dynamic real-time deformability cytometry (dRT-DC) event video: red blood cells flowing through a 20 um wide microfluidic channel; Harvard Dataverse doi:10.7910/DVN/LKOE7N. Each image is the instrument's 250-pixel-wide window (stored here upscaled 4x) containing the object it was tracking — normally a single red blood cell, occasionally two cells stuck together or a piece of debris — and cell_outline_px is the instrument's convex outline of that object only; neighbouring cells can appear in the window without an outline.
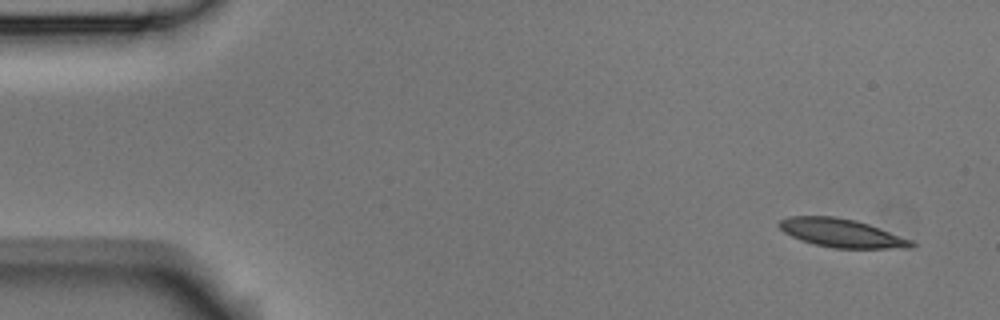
{"species": "Egyptian fruit bat (a non-hibernating species)", "species_latin": "Rousettus aegyptiacus", "temperature_condition": "room temperature", "stored_images_in_passage": 10, "camera_frame_rate_fps": 3000, "um_per_image_px": 0.085, "animal": {"sex": "male"}, "frame": {"image": 1, "passage_image": 1, "time_ms": 0.0, "image_size_px": [1000, 320], "cell_outline_px": [[916, 244], [912, 248], [832, 248], [812, 244], [800, 240], [784, 232], [776, 224], [780, 220], [788, 216], [836, 216], [856, 220], [868, 224], [912, 240]], "centroid_in_image_um": [71.5, 19.81], "position_along_channel_um": 13.5, "area_um2": 22.02}}
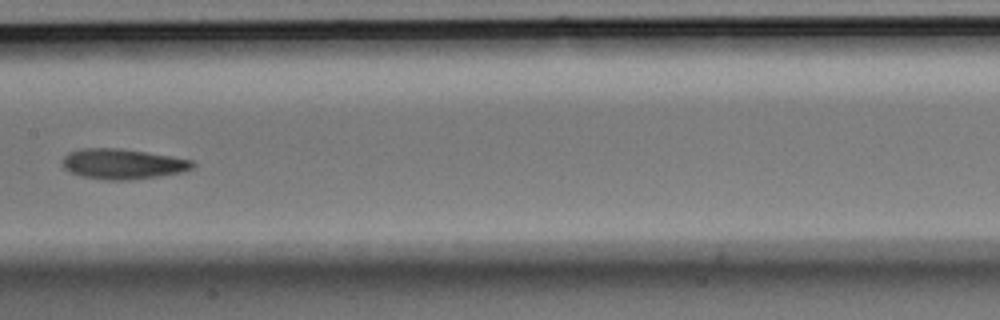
{"frame": {"image": 2, "passage_image": 7, "time_ms": 2.0, "image_size_px": [1000, 320], "cell_outline_px": [[196, 164], [192, 168], [180, 172], [160, 176], [128, 180], [104, 180], [80, 176], [64, 168], [64, 156], [68, 152], [80, 148], [120, 148], [172, 156], [192, 160]], "centroid_in_image_um": [10.43, 13.93], "position_along_channel_um": 197.0, "area_um2": 22.95}}
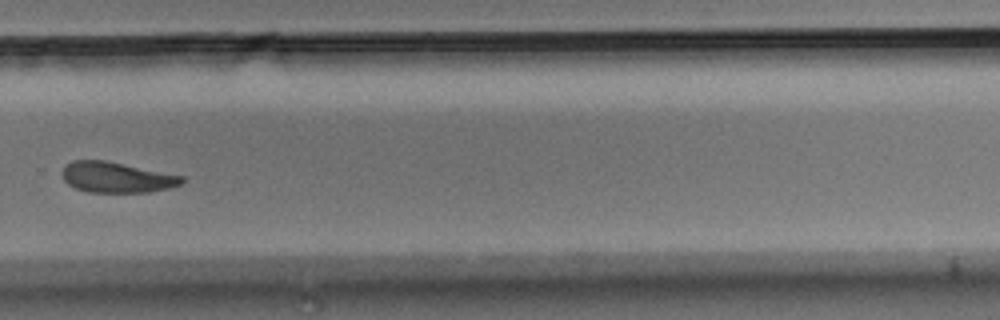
{"frame": {"image": 3, "passage_image": 10, "time_ms": 3.0, "image_size_px": [1000, 320], "cell_outline_px": [[184, 180], [180, 184], [168, 188], [148, 192], [88, 192], [76, 188], [68, 184], [64, 180], [60, 172], [64, 164], [72, 160], [104, 160], [184, 176]], "centroid_in_image_um": [9.85, 15.06], "position_along_channel_um": 319.9, "area_um2": 21.33}}